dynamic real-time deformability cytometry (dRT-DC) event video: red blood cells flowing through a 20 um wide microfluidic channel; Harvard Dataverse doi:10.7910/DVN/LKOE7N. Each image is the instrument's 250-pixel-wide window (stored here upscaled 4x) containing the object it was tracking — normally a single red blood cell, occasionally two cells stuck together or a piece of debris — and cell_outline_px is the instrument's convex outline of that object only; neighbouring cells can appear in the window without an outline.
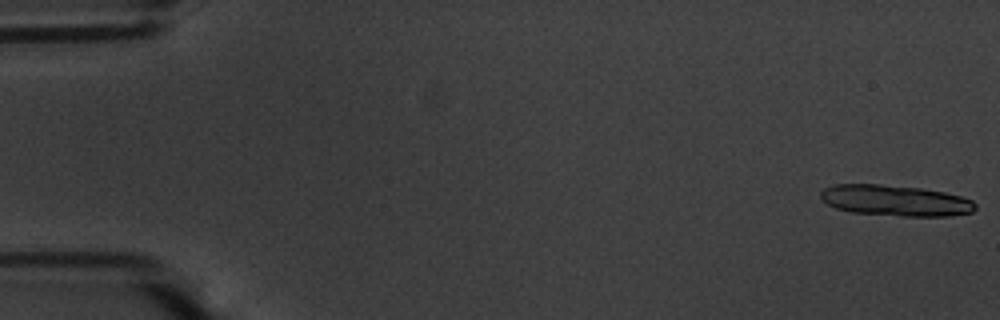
{"species": "common noctule bat (a hibernating species)", "species_latin": "Nyctalus noctula", "temperature_condition": "warm", "stored_images_in_passage": 14, "camera_frame_rate_fps": 3000, "um_per_image_px": 0.085, "animal": {"sex": "male", "body_mass_g": 20.1, "forearm_length_mm": 53.5}, "frame": {"image": 1, "passage_image": 1, "time_ms": 0.0, "image_size_px": [1000, 320], "cell_outline_px": [[976, 208], [972, 212], [952, 216], [900, 216], [852, 212], [836, 208], [828, 204], [820, 196], [820, 192], [824, 188], [832, 184], [880, 184], [920, 188], [944, 192], [960, 196], [972, 200], [976, 204]], "centroid_in_image_um": [76.11, 17.04], "position_along_channel_um": 8.9, "area_um2": 27.92}}